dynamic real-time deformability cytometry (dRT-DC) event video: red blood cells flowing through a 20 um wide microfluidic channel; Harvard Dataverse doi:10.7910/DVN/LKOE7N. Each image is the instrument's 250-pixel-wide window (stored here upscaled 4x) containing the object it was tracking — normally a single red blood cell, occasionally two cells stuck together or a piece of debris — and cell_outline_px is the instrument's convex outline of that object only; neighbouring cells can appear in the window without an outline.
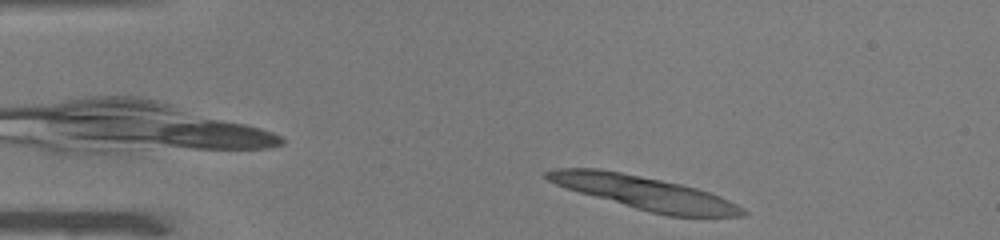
{"species": "common noctule bat (a hibernating species)", "species_latin": "Nyctalus noctula", "temperature_condition": "warm", "stored_images_in_passage": 45, "camera_frame_rate_fps": 3000, "um_per_image_px": 0.085, "animal": {"sex": "male", "body_mass_g": 19.0, "forearm_length_mm": 50.8}, "frame": {"image": 1, "passage_image": 1, "time_ms": 0.0, "image_size_px": [1000, 240], "cell_outline_px": [[748, 212], [740, 216], [668, 216], [636, 208], [580, 192], [556, 184], [548, 180], [544, 176], [544, 172], [556, 168], [596, 168], [620, 172], [680, 184], [696, 188], [720, 196], [736, 204]], "centroid_in_image_um": [54.77, 16.38], "position_along_channel_um": 30.2, "area_um2": 37.05}}
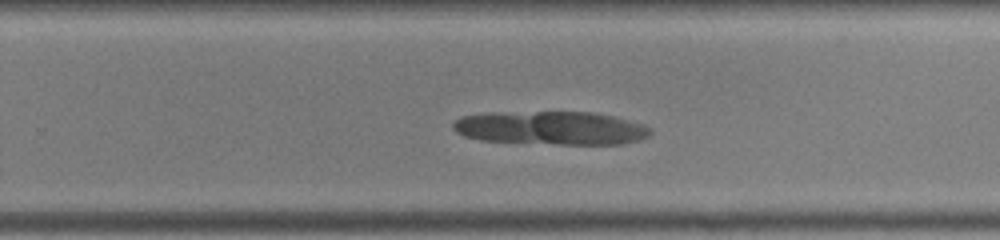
{"frame": {"image": 2, "passage_image": 26, "time_ms": 8.333, "image_size_px": [1000, 240], "cell_outline_px": [[652, 132], [648, 136], [624, 144], [560, 144], [480, 140], [464, 136], [456, 132], [452, 128], [452, 124], [456, 120], [464, 116], [488, 112], [592, 112], [616, 116], [644, 124]], "centroid_in_image_um": [46.84, 10.87], "position_along_channel_um": 283.0, "area_um2": 38.55}}
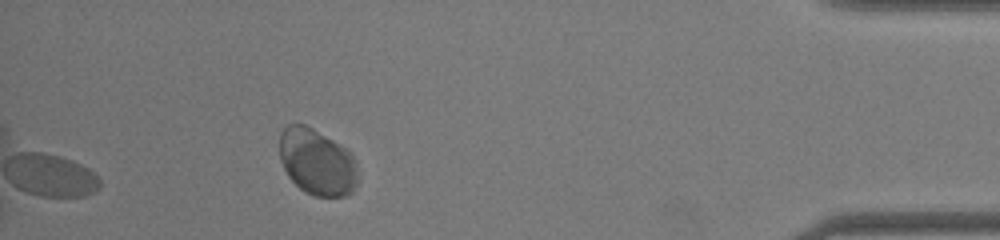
{"frame": {"image": 3, "passage_image": 40, "time_ms": 13.0, "image_size_px": [1000, 240], "cell_outline_px": [[356, 188], [348, 196], [312, 196], [304, 192], [288, 176], [280, 160], [280, 132], [288, 124], [304, 124], [312, 128], [332, 140], [344, 148], [352, 156], [356, 164]], "centroid_in_image_um": [26.92, 13.79], "position_along_channel_um": 408.3, "area_um2": 30.0}}